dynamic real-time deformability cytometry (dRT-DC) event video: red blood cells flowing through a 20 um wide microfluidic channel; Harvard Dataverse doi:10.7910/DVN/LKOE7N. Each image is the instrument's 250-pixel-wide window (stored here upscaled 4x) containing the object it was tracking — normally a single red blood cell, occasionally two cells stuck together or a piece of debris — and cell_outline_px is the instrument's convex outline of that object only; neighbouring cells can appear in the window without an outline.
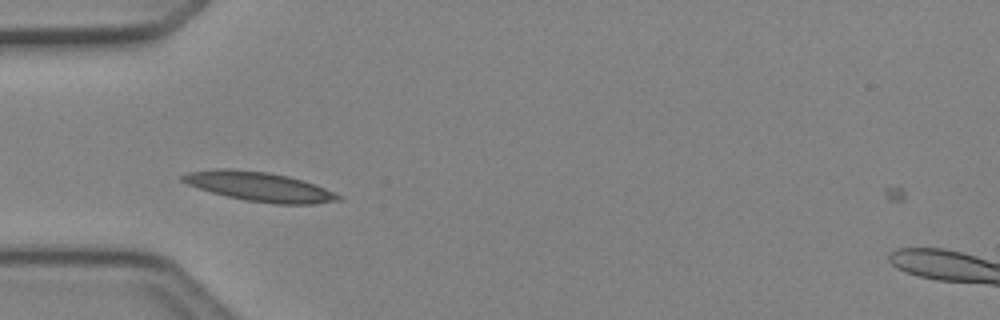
{"species": "Egyptian fruit bat (a non-hibernating species)", "species_latin": "Rousettus aegyptiacus", "temperature_condition": "cold", "stored_images_in_passage": 34, "camera_frame_rate_fps": 3000, "um_per_image_px": 0.085, "animal": {"sex": "female"}, "frame": {"image": 1, "passage_image": 1, "time_ms": 0.0, "image_size_px": [1000, 320], "cell_outline_px": [[344, 196], [340, 200], [316, 204], [276, 204], [244, 200], [212, 192], [188, 184], [180, 180], [180, 176], [188, 172], [216, 168], [228, 168], [268, 172], [288, 176], [304, 180], [316, 184]], "centroid_in_image_um": [22.09, 15.86], "position_along_channel_um": 62.9, "area_um2": 26.76}}
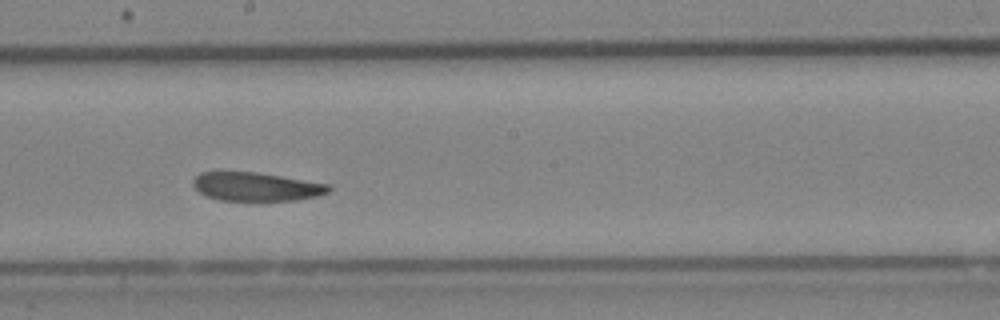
{"frame": {"image": 2, "passage_image": 13, "time_ms": 4.0, "image_size_px": [1000, 320], "cell_outline_px": [[332, 188], [328, 192], [316, 196], [296, 200], [220, 200], [208, 196], [200, 192], [192, 184], [192, 180], [200, 172], [256, 172], [328, 184]], "centroid_in_image_um": [21.76, 15.86], "position_along_channel_um": 226.4, "area_um2": 22.25}}
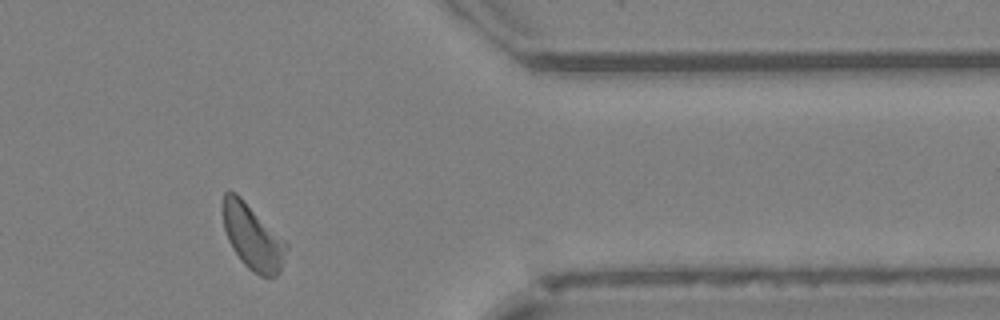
{"frame": {"image": 3, "passage_image": 26, "time_ms": 8.333, "image_size_px": [1000, 320], "cell_outline_px": [[288, 248], [280, 272], [276, 276], [260, 276], [252, 272], [240, 260], [232, 248], [228, 240], [224, 228], [224, 192], [236, 192], [288, 244]], "centroid_in_image_um": [21.49, 20.19], "position_along_channel_um": 389.9, "area_um2": 23.7}, "authors_computed_cell_mechanics": {"area_um2": 23.9003, "velocity_mm_per_s": 4.1444, "shape_relaxation_time_tau1_ms": 8.16, "shape_relaxation_time_tau2_ms": null, "deformation_change_tau1": 0.1658, "deformation_change_tau2": null}}